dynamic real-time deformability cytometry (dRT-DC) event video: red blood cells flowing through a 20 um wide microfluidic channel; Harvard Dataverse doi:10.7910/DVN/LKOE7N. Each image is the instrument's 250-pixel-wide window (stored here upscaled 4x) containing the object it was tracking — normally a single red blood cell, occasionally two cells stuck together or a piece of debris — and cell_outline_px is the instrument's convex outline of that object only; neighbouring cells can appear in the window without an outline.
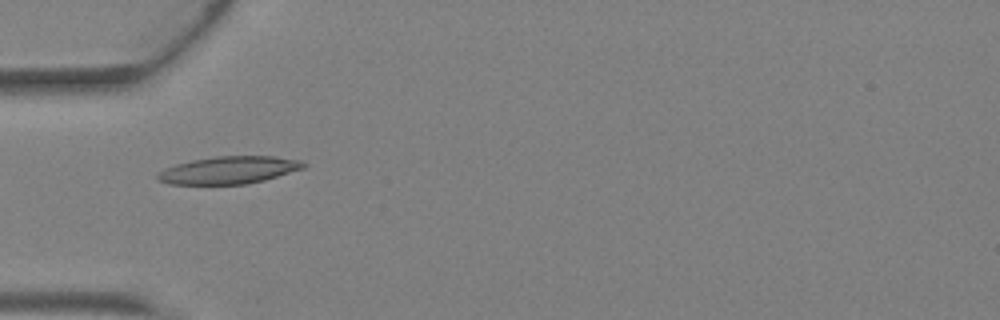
{"species": "Egyptian fruit bat (a non-hibernating species)", "species_latin": "Rousettus aegyptiacus", "temperature_condition": "warm", "stored_images_in_passage": 1, "camera_frame_rate_fps": 3000, "um_per_image_px": 0.085, "animal": {"sex": "female"}, "frame": {"image": 1, "passage_image": 1, "time_ms": 0.0, "image_size_px": [1000, 320], "cell_outline_px": [[308, 164], [304, 168], [264, 180], [244, 184], [168, 184], [156, 180], [156, 176], [164, 168], [176, 164], [192, 160], [216, 156], [272, 156], [300, 160]], "centroid_in_image_um": [19.44, 14.45], "position_along_channel_um": 65.6, "area_um2": 23.29}}